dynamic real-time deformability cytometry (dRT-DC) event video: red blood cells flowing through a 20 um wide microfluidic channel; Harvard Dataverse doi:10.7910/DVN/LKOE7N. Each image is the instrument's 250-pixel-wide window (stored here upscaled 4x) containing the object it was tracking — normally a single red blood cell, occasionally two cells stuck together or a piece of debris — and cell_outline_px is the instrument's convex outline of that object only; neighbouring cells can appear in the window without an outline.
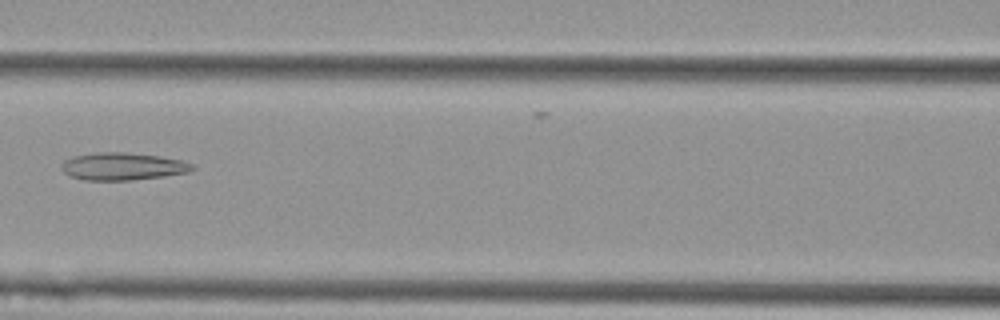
{"species": "Egyptian fruit bat (a non-hibernating species)", "species_latin": "Rousettus aegyptiacus", "temperature_condition": "cold", "stored_images_in_passage": 9, "camera_frame_rate_fps": 3000, "um_per_image_px": 0.085, "animal": {"sex": "female"}, "frame": {"image": 1, "passage_image": 6, "time_ms": 1.667, "image_size_px": [1000, 320], "cell_outline_px": [[196, 168], [188, 172], [164, 176], [128, 180], [84, 180], [68, 176], [60, 168], [60, 164], [64, 160], [76, 156], [92, 152], [124, 152], [160, 156], [180, 160], [192, 164]], "centroid_in_image_um": [10.38, 14.14], "position_along_channel_um": 156.2, "area_um2": 20.98}}
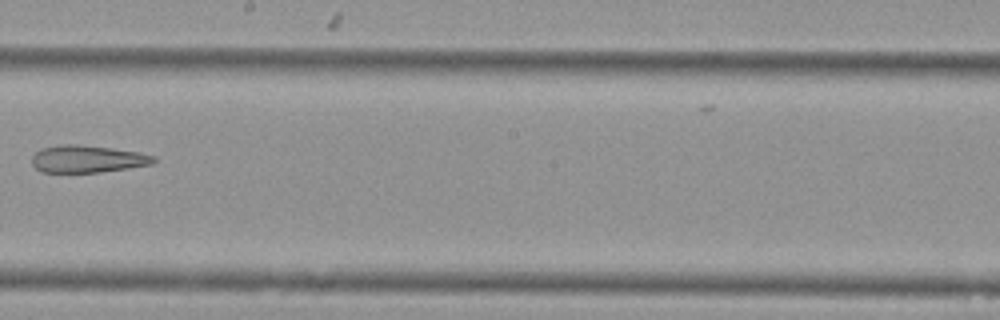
{"frame": {"image": 2, "passage_image": 8, "time_ms": 2.333, "image_size_px": [1000, 320], "cell_outline_px": [[156, 160], [152, 164], [128, 168], [100, 172], [40, 172], [32, 164], [32, 156], [36, 152], [44, 148], [60, 144], [76, 144], [112, 148], [140, 152], [156, 156]], "centroid_in_image_um": [7.45, 13.51], "position_along_channel_um": 240.8, "area_um2": 19.36}}
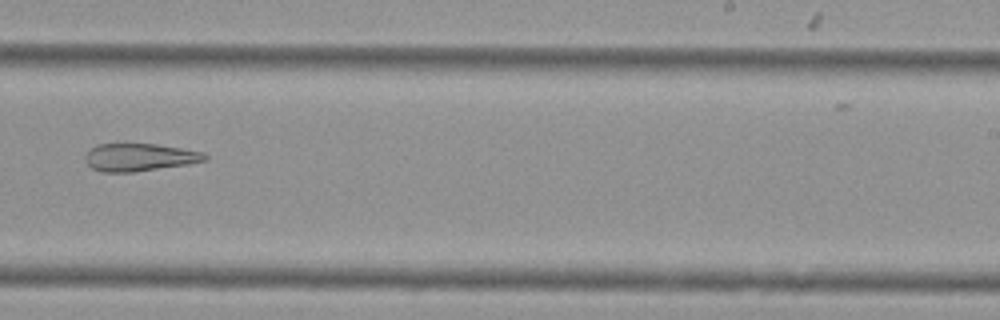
{"frame": {"image": 3, "passage_image": 9, "time_ms": 2.667, "image_size_px": [1000, 320], "cell_outline_px": [[208, 160], [188, 164], [132, 172], [100, 172], [92, 168], [84, 160], [84, 156], [96, 144], [124, 140], [156, 144], [204, 152], [208, 156]], "centroid_in_image_um": [11.8, 13.32], "position_along_channel_um": 277.2, "area_um2": 20.11}}